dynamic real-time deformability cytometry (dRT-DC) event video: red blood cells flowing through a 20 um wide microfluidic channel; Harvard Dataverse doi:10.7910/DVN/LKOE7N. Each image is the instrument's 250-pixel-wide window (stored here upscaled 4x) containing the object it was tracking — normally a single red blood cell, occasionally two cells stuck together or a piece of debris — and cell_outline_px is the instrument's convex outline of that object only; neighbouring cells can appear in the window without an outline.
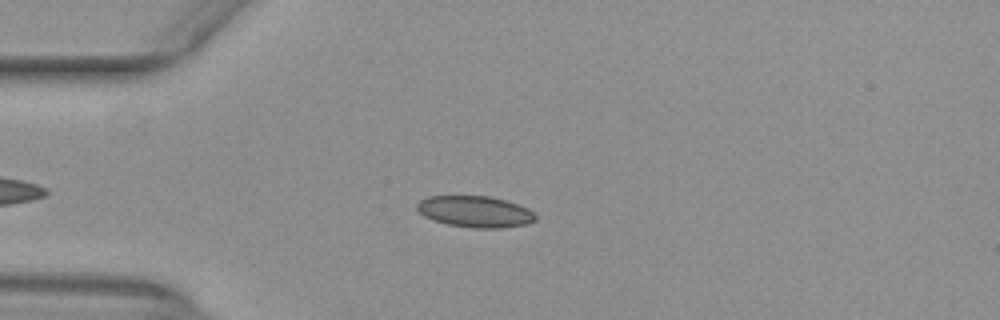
{"species": "common noctule bat (a hibernating species)", "species_latin": "Nyctalus noctula", "temperature_condition": "warm", "stored_images_in_passage": 42, "camera_frame_rate_fps": 3000, "um_per_image_px": 0.085, "animal": {"sex": "female", "body_mass_g": 29.2, "forearm_length_mm": 56.3}, "frame": {"image": 1, "passage_image": 11, "time_ms": 3.333, "image_size_px": [1000, 320], "cell_outline_px": [[536, 220], [528, 224], [500, 228], [472, 228], [448, 224], [432, 220], [424, 216], [416, 208], [416, 204], [420, 200], [428, 196], [492, 196], [528, 208], [536, 216]], "centroid_in_image_um": [40.37, 17.99], "position_along_channel_um": 44.6, "area_um2": 21.68}}
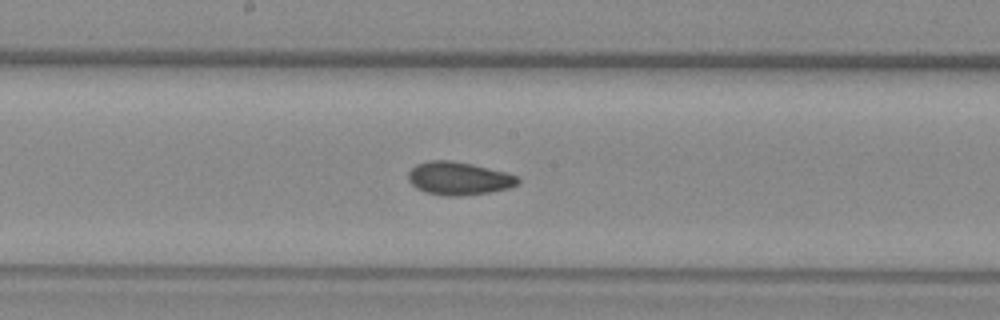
{"frame": {"image": 2, "passage_image": 25, "time_ms": 8.0, "image_size_px": [1000, 320], "cell_outline_px": [[520, 184], [512, 188], [488, 192], [460, 196], [444, 196], [428, 192], [416, 188], [408, 180], [408, 172], [416, 164], [428, 160], [452, 160], [472, 164], [504, 172], [516, 176], [520, 180]], "centroid_in_image_um": [38.99, 15.16], "position_along_channel_um": 209.2, "area_um2": 21.15}}
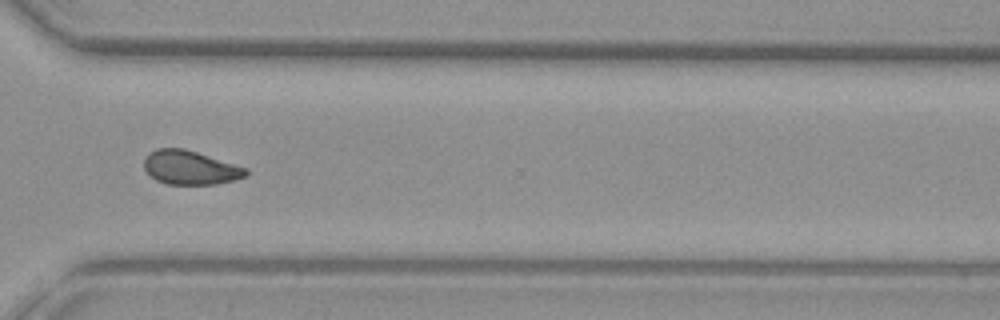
{"frame": {"image": 3, "passage_image": 36, "time_ms": 11.667, "image_size_px": [1000, 320], "cell_outline_px": [[248, 176], [236, 180], [216, 184], [168, 184], [156, 180], [148, 176], [144, 168], [144, 156], [148, 152], [156, 148], [184, 148], [248, 168]], "centroid_in_image_um": [16.15, 14.24], "position_along_channel_um": 354.4, "area_um2": 20.46}, "authors_computed_cell_mechanics": {"area_um2": 20.7502, "velocity_mm_per_s": 3.9656, "shape_relaxation_time_tau1_ms": 9.8899, "shape_relaxation_time_tau2_ms": 1.945, "deformation_change_tau1": 0.1491, "deformation_change_tau2": 0.0678}}